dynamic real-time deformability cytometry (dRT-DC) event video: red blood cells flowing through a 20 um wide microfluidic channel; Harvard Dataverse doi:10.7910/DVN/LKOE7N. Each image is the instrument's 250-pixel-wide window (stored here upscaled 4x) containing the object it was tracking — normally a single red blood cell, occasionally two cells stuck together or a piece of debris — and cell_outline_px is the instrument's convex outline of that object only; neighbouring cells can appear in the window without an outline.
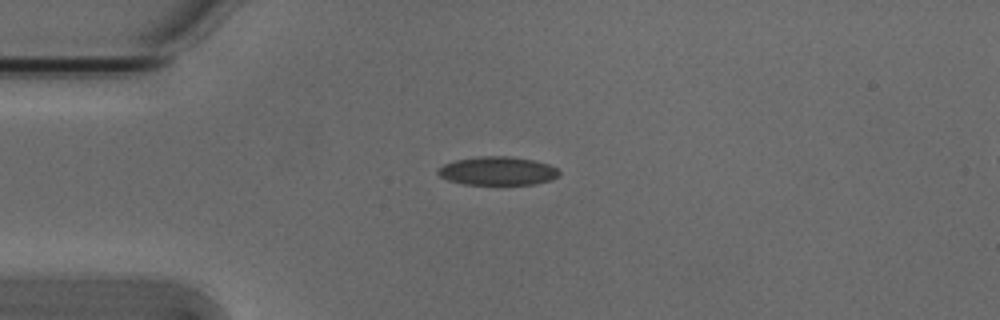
{"species": "Egyptian fruit bat (a non-hibernating species)", "species_latin": "Rousettus aegyptiacus", "temperature_condition": "cold", "stored_images_in_passage": 2, "camera_frame_rate_fps": 3000, "um_per_image_px": 0.085, "animal": {"sex": "male"}, "frame": {"image": 1, "passage_image": 1, "time_ms": 0.0, "image_size_px": [1000, 320], "cell_outline_px": [[560, 176], [552, 180], [532, 184], [464, 184], [448, 180], [440, 176], [436, 172], [444, 164], [456, 160], [480, 156], [512, 156], [536, 160], [548, 164], [556, 168], [560, 172]], "centroid_in_image_um": [42.33, 14.52], "position_along_channel_um": 42.7, "area_um2": 20.17}}